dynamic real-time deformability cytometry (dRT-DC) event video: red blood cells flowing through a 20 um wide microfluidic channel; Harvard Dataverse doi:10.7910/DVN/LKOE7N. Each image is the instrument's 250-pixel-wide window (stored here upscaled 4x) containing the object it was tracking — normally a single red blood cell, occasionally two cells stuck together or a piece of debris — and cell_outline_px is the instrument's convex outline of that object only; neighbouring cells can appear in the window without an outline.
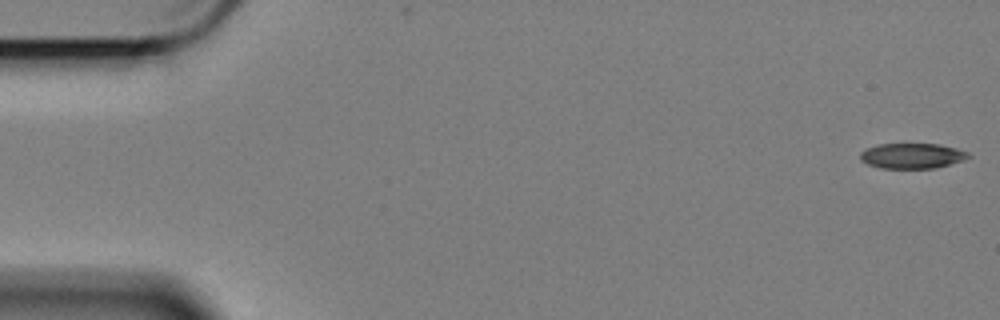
{"species": "Egyptian fruit bat (a non-hibernating species)", "species_latin": "Rousettus aegyptiacus", "temperature_condition": "cold", "stored_images_in_passage": 41, "camera_frame_rate_fps": 3000, "um_per_image_px": 0.085, "animal": {"sex": "female"}, "frame": {"image": 1, "passage_image": 1, "time_ms": 0.0, "image_size_px": [1000, 320], "cell_outline_px": [[972, 156], [964, 160], [936, 168], [880, 168], [868, 164], [860, 160], [860, 152], [864, 148], [876, 144], [940, 144], [956, 148], [968, 152]], "centroid_in_image_um": [77.51, 13.24], "position_along_channel_um": 7.5, "area_um2": 16.13}}
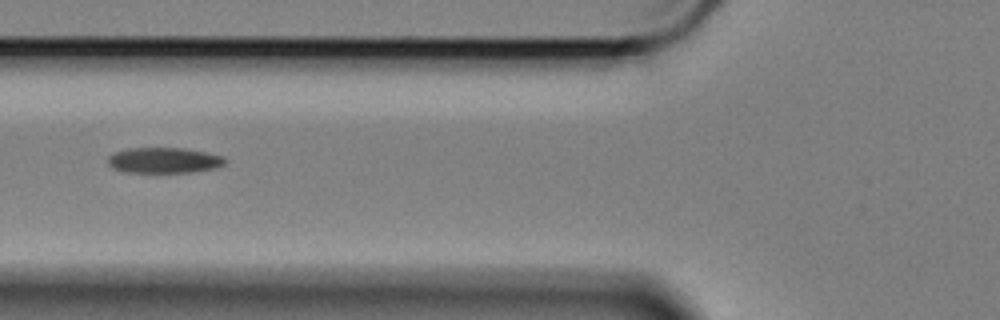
{"frame": {"image": 2, "passage_image": 22, "time_ms": 7.0, "image_size_px": [1000, 320], "cell_outline_px": [[228, 160], [224, 164], [216, 168], [192, 172], [128, 172], [112, 168], [108, 164], [108, 156], [116, 152], [128, 148], [184, 148], [224, 156]], "centroid_in_image_um": [13.96, 13.62], "position_along_channel_um": 111.8, "area_um2": 17.46}}
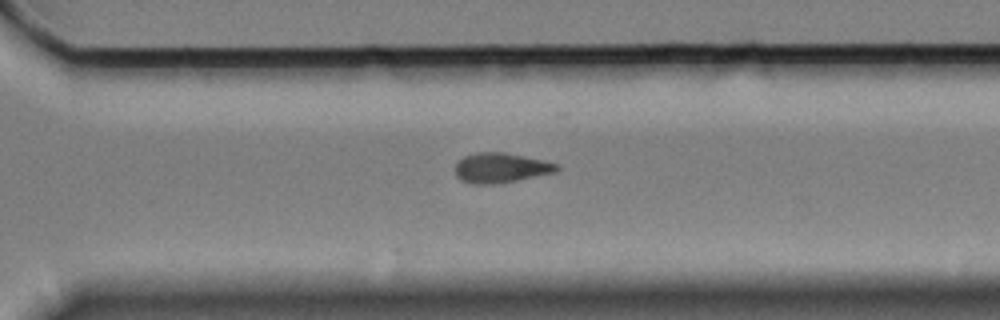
{"frame": {"image": 3, "passage_image": 41, "time_ms": 13.333, "image_size_px": [1000, 320], "cell_outline_px": [[560, 168], [556, 172], [496, 184], [472, 184], [460, 180], [456, 176], [456, 164], [464, 156], [476, 152], [504, 152], [544, 160], [560, 164]], "centroid_in_image_um": [42.58, 14.26], "position_along_channel_um": 328.0, "area_um2": 17.74}}